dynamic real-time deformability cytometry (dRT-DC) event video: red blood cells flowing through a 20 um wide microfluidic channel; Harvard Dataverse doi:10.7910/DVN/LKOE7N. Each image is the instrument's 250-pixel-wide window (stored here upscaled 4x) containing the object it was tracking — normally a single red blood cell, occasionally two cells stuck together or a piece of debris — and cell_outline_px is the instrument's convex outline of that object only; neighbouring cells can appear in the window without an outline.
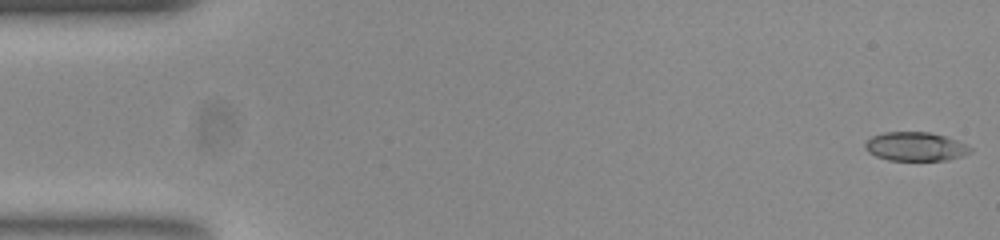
{"species": "common noctule bat (a hibernating species)", "species_latin": "Nyctalus noctula", "temperature_condition": "room temperature", "stored_images_in_passage": 15, "camera_frame_rate_fps": 3000, "um_per_image_px": 0.085, "animal": {"sex": "female", "body_mass_g": 23.0, "forearm_length_mm": 53.4}, "frame": {"image": 1, "passage_image": 1, "time_ms": 0.0, "image_size_px": [1000, 240], "cell_outline_px": [[972, 152], [964, 156], [948, 160], [888, 160], [876, 156], [868, 152], [864, 148], [864, 144], [872, 136], [884, 132], [928, 132], [944, 136], [956, 140], [972, 148]], "centroid_in_image_um": [77.81, 12.46], "position_along_channel_um": 7.2, "area_um2": 17.69}}
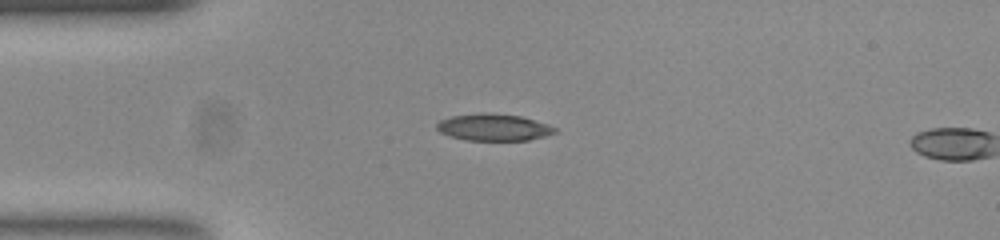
{"frame": {"image": 2, "passage_image": 13, "time_ms": 4.0, "image_size_px": [1000, 240], "cell_outline_px": [[556, 132], [544, 136], [528, 140], [464, 140], [448, 136], [440, 132], [436, 128], [436, 124], [440, 120], [452, 116], [520, 116], [548, 124], [556, 128]], "centroid_in_image_um": [41.96, 10.88], "position_along_channel_um": 43.0, "area_um2": 17.46}}